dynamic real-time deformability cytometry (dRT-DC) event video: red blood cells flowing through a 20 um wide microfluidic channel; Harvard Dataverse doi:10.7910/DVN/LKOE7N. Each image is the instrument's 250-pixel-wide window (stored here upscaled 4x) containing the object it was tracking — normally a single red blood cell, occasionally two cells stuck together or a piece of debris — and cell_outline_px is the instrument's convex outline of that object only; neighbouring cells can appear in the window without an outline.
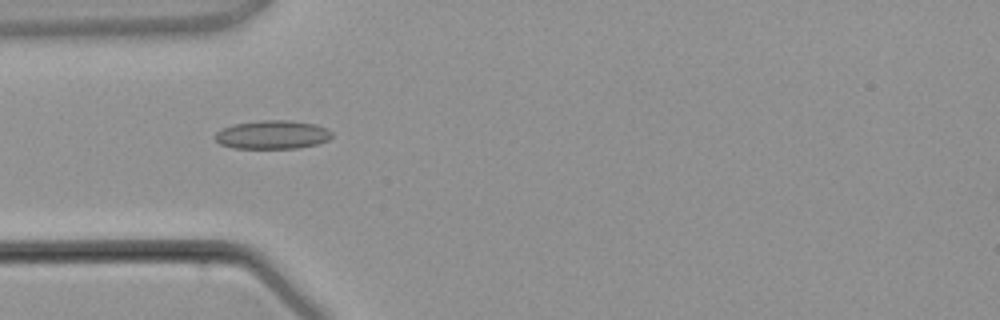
{"species": "common noctule bat (a hibernating species)", "species_latin": "Nyctalus noctula", "temperature_condition": "warm", "stored_images_in_passage": 1, "camera_frame_rate_fps": 3000, "um_per_image_px": 0.085, "animal": {"sex": "male", "body_mass_g": 21.5, "forearm_length_mm": 52.0}, "frame": {"image": 1, "passage_image": 1, "time_ms": 0.0, "image_size_px": [1000, 320], "cell_outline_px": [[332, 136], [328, 140], [316, 144], [296, 148], [232, 148], [220, 144], [212, 136], [220, 128], [232, 124], [260, 120], [288, 120], [316, 124], [328, 128], [332, 132]], "centroid_in_image_um": [23.12, 11.44], "position_along_channel_um": 61.9, "area_um2": 19.71}}